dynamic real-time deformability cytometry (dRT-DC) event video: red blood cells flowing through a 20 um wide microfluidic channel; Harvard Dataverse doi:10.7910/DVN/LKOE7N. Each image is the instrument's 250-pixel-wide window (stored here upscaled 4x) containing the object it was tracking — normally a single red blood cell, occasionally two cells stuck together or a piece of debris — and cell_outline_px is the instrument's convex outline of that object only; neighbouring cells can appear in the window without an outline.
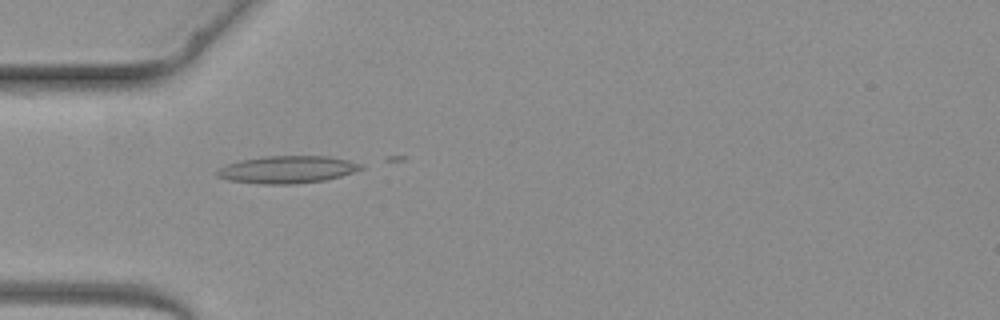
{"species": "common noctule bat (a hibernating species)", "species_latin": "Nyctalus noctula", "temperature_condition": "warm", "stored_images_in_passage": 4, "camera_frame_rate_fps": 3000, "um_per_image_px": 0.085, "animal": {"sex": "female", "body_mass_g": 19.3, "forearm_length_mm": 54.1}, "frame": {"image": 1, "passage_image": 3, "time_ms": 2.333, "image_size_px": [1000, 320], "cell_outline_px": [[364, 168], [340, 176], [324, 180], [292, 184], [260, 184], [228, 180], [216, 176], [216, 172], [220, 168], [228, 164], [240, 160], [264, 156], [328, 156], [348, 160], [364, 164]], "centroid_in_image_um": [24.42, 14.41], "position_along_channel_um": 60.6, "area_um2": 22.89}}